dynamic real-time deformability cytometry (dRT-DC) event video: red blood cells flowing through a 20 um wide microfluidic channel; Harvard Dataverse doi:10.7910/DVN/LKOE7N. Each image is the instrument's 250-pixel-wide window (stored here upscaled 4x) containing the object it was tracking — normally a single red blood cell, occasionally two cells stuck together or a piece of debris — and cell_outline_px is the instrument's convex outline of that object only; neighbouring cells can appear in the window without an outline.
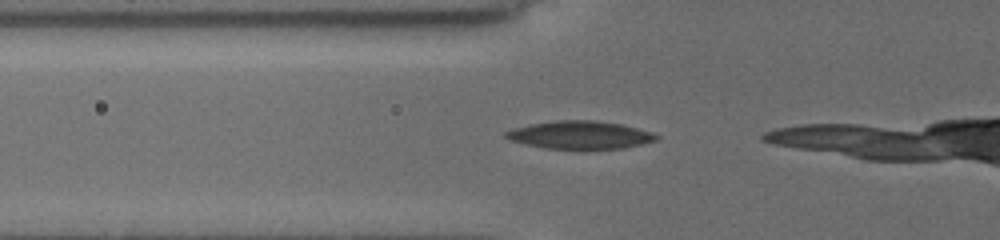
{"species": "common noctule bat (a hibernating species)", "species_latin": "Nyctalus noctula", "temperature_condition": "cold", "stored_images_in_passage": 7, "camera_frame_rate_fps": 3000, "um_per_image_px": 0.085, "animal": {"sex": "female", "body_mass_g": 19.5, "forearm_length_mm": 54.1}, "frame": {"image": 1, "passage_image": 2, "time_ms": 0.333, "image_size_px": [1000, 240], "cell_outline_px": [[660, 136], [656, 140], [624, 148], [544, 148], [508, 140], [504, 136], [504, 132], [516, 128], [532, 124], [556, 120], [596, 120], [620, 124], [652, 132]], "centroid_in_image_um": [49.29, 11.46], "position_along_channel_um": 76.5, "area_um2": 24.1}}
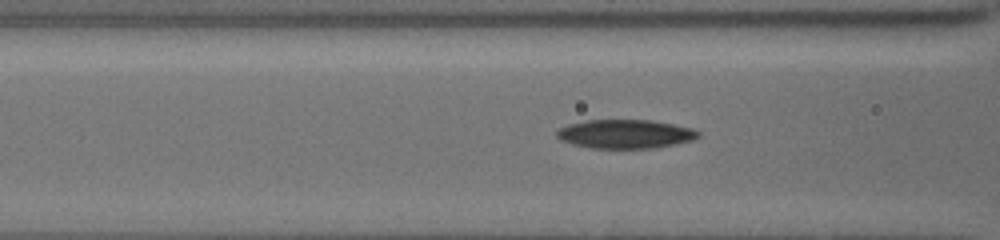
{"frame": {"image": 2, "passage_image": 5, "time_ms": 1.333, "image_size_px": [1000, 240], "cell_outline_px": [[700, 136], [692, 140], [652, 148], [592, 148], [572, 144], [560, 140], [556, 136], [556, 132], [560, 128], [568, 124], [584, 120], [652, 120], [692, 128], [700, 132]], "centroid_in_image_um": [53.12, 11.38], "position_along_channel_um": 113.5, "area_um2": 23.7}}